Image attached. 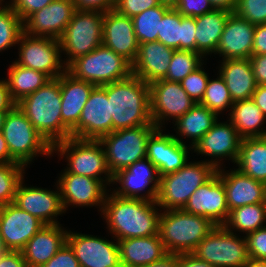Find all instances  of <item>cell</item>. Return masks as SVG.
Returning <instances> with one entry per match:
<instances>
[{
    "label": "cell",
    "instance_id": "66",
    "mask_svg": "<svg viewBox=\"0 0 266 267\" xmlns=\"http://www.w3.org/2000/svg\"><path fill=\"white\" fill-rule=\"evenodd\" d=\"M4 251H5V249L3 248L2 243H1V239H0V254L3 253Z\"/></svg>",
    "mask_w": 266,
    "mask_h": 267
},
{
    "label": "cell",
    "instance_id": "51",
    "mask_svg": "<svg viewBox=\"0 0 266 267\" xmlns=\"http://www.w3.org/2000/svg\"><path fill=\"white\" fill-rule=\"evenodd\" d=\"M195 18L182 15V50L196 52Z\"/></svg>",
    "mask_w": 266,
    "mask_h": 267
},
{
    "label": "cell",
    "instance_id": "16",
    "mask_svg": "<svg viewBox=\"0 0 266 267\" xmlns=\"http://www.w3.org/2000/svg\"><path fill=\"white\" fill-rule=\"evenodd\" d=\"M113 240L71 230L67 234L80 267H121L118 243Z\"/></svg>",
    "mask_w": 266,
    "mask_h": 267
},
{
    "label": "cell",
    "instance_id": "46",
    "mask_svg": "<svg viewBox=\"0 0 266 267\" xmlns=\"http://www.w3.org/2000/svg\"><path fill=\"white\" fill-rule=\"evenodd\" d=\"M245 237L250 260L266 261V226L249 233Z\"/></svg>",
    "mask_w": 266,
    "mask_h": 267
},
{
    "label": "cell",
    "instance_id": "52",
    "mask_svg": "<svg viewBox=\"0 0 266 267\" xmlns=\"http://www.w3.org/2000/svg\"><path fill=\"white\" fill-rule=\"evenodd\" d=\"M76 10L101 11L112 10L115 0H73Z\"/></svg>",
    "mask_w": 266,
    "mask_h": 267
},
{
    "label": "cell",
    "instance_id": "36",
    "mask_svg": "<svg viewBox=\"0 0 266 267\" xmlns=\"http://www.w3.org/2000/svg\"><path fill=\"white\" fill-rule=\"evenodd\" d=\"M7 83L11 99L18 103L39 88L44 86L51 78L45 73L18 65L15 61L7 69Z\"/></svg>",
    "mask_w": 266,
    "mask_h": 267
},
{
    "label": "cell",
    "instance_id": "3",
    "mask_svg": "<svg viewBox=\"0 0 266 267\" xmlns=\"http://www.w3.org/2000/svg\"><path fill=\"white\" fill-rule=\"evenodd\" d=\"M61 89L59 77L51 79L36 92L22 98L16 105L35 129L53 147L71 137L61 115Z\"/></svg>",
    "mask_w": 266,
    "mask_h": 267
},
{
    "label": "cell",
    "instance_id": "26",
    "mask_svg": "<svg viewBox=\"0 0 266 267\" xmlns=\"http://www.w3.org/2000/svg\"><path fill=\"white\" fill-rule=\"evenodd\" d=\"M233 169L225 171L223 166L217 169L224 184L229 211L244 205L266 202V184L243 174L237 168Z\"/></svg>",
    "mask_w": 266,
    "mask_h": 267
},
{
    "label": "cell",
    "instance_id": "1",
    "mask_svg": "<svg viewBox=\"0 0 266 267\" xmlns=\"http://www.w3.org/2000/svg\"><path fill=\"white\" fill-rule=\"evenodd\" d=\"M155 201L122 198L107 193L101 216L107 229L117 241L158 235L161 209ZM160 210V212H159Z\"/></svg>",
    "mask_w": 266,
    "mask_h": 267
},
{
    "label": "cell",
    "instance_id": "23",
    "mask_svg": "<svg viewBox=\"0 0 266 267\" xmlns=\"http://www.w3.org/2000/svg\"><path fill=\"white\" fill-rule=\"evenodd\" d=\"M157 129L147 141V158L157 167L159 176L176 172L187 162L192 147L174 138L173 133L163 134Z\"/></svg>",
    "mask_w": 266,
    "mask_h": 267
},
{
    "label": "cell",
    "instance_id": "37",
    "mask_svg": "<svg viewBox=\"0 0 266 267\" xmlns=\"http://www.w3.org/2000/svg\"><path fill=\"white\" fill-rule=\"evenodd\" d=\"M266 202L244 205L229 211L223 226L231 232H241L243 236L266 226ZM246 234V235H245Z\"/></svg>",
    "mask_w": 266,
    "mask_h": 267
},
{
    "label": "cell",
    "instance_id": "4",
    "mask_svg": "<svg viewBox=\"0 0 266 267\" xmlns=\"http://www.w3.org/2000/svg\"><path fill=\"white\" fill-rule=\"evenodd\" d=\"M215 226L209 218L183 209L161 210L158 235L168 253H192Z\"/></svg>",
    "mask_w": 266,
    "mask_h": 267
},
{
    "label": "cell",
    "instance_id": "21",
    "mask_svg": "<svg viewBox=\"0 0 266 267\" xmlns=\"http://www.w3.org/2000/svg\"><path fill=\"white\" fill-rule=\"evenodd\" d=\"M75 11L73 0H53L23 21V33L59 40Z\"/></svg>",
    "mask_w": 266,
    "mask_h": 267
},
{
    "label": "cell",
    "instance_id": "54",
    "mask_svg": "<svg viewBox=\"0 0 266 267\" xmlns=\"http://www.w3.org/2000/svg\"><path fill=\"white\" fill-rule=\"evenodd\" d=\"M0 267H27L21 251H4L0 254Z\"/></svg>",
    "mask_w": 266,
    "mask_h": 267
},
{
    "label": "cell",
    "instance_id": "5",
    "mask_svg": "<svg viewBox=\"0 0 266 267\" xmlns=\"http://www.w3.org/2000/svg\"><path fill=\"white\" fill-rule=\"evenodd\" d=\"M217 173V169L206 162L190 161L176 172L160 176L156 203L162 210L183 209L191 194Z\"/></svg>",
    "mask_w": 266,
    "mask_h": 267
},
{
    "label": "cell",
    "instance_id": "9",
    "mask_svg": "<svg viewBox=\"0 0 266 267\" xmlns=\"http://www.w3.org/2000/svg\"><path fill=\"white\" fill-rule=\"evenodd\" d=\"M157 129L155 125H141L112 131L98 139L112 176L146 158L147 141Z\"/></svg>",
    "mask_w": 266,
    "mask_h": 267
},
{
    "label": "cell",
    "instance_id": "17",
    "mask_svg": "<svg viewBox=\"0 0 266 267\" xmlns=\"http://www.w3.org/2000/svg\"><path fill=\"white\" fill-rule=\"evenodd\" d=\"M44 225L14 203L0 206V239L5 251H22Z\"/></svg>",
    "mask_w": 266,
    "mask_h": 267
},
{
    "label": "cell",
    "instance_id": "10",
    "mask_svg": "<svg viewBox=\"0 0 266 267\" xmlns=\"http://www.w3.org/2000/svg\"><path fill=\"white\" fill-rule=\"evenodd\" d=\"M104 13L101 11L76 10L66 26L59 42L63 62L67 67L73 60L84 56L102 45Z\"/></svg>",
    "mask_w": 266,
    "mask_h": 267
},
{
    "label": "cell",
    "instance_id": "34",
    "mask_svg": "<svg viewBox=\"0 0 266 267\" xmlns=\"http://www.w3.org/2000/svg\"><path fill=\"white\" fill-rule=\"evenodd\" d=\"M228 116L242 139L266 137V116L251 98L234 102Z\"/></svg>",
    "mask_w": 266,
    "mask_h": 267
},
{
    "label": "cell",
    "instance_id": "13",
    "mask_svg": "<svg viewBox=\"0 0 266 267\" xmlns=\"http://www.w3.org/2000/svg\"><path fill=\"white\" fill-rule=\"evenodd\" d=\"M149 89L151 119L158 129H163L169 120L174 123L197 104L183 90L180 82L160 79L149 84Z\"/></svg>",
    "mask_w": 266,
    "mask_h": 267
},
{
    "label": "cell",
    "instance_id": "63",
    "mask_svg": "<svg viewBox=\"0 0 266 267\" xmlns=\"http://www.w3.org/2000/svg\"><path fill=\"white\" fill-rule=\"evenodd\" d=\"M161 4L174 8L179 0H159Z\"/></svg>",
    "mask_w": 266,
    "mask_h": 267
},
{
    "label": "cell",
    "instance_id": "6",
    "mask_svg": "<svg viewBox=\"0 0 266 267\" xmlns=\"http://www.w3.org/2000/svg\"><path fill=\"white\" fill-rule=\"evenodd\" d=\"M2 133L10 151V163H19L27 167L36 156H53V147L17 105L7 112Z\"/></svg>",
    "mask_w": 266,
    "mask_h": 267
},
{
    "label": "cell",
    "instance_id": "53",
    "mask_svg": "<svg viewBox=\"0 0 266 267\" xmlns=\"http://www.w3.org/2000/svg\"><path fill=\"white\" fill-rule=\"evenodd\" d=\"M249 60L257 86L266 85V55L252 54Z\"/></svg>",
    "mask_w": 266,
    "mask_h": 267
},
{
    "label": "cell",
    "instance_id": "57",
    "mask_svg": "<svg viewBox=\"0 0 266 267\" xmlns=\"http://www.w3.org/2000/svg\"><path fill=\"white\" fill-rule=\"evenodd\" d=\"M16 103L11 99L5 79H0V111H10Z\"/></svg>",
    "mask_w": 266,
    "mask_h": 267
},
{
    "label": "cell",
    "instance_id": "49",
    "mask_svg": "<svg viewBox=\"0 0 266 267\" xmlns=\"http://www.w3.org/2000/svg\"><path fill=\"white\" fill-rule=\"evenodd\" d=\"M38 267H80L73 249L66 242L46 263Z\"/></svg>",
    "mask_w": 266,
    "mask_h": 267
},
{
    "label": "cell",
    "instance_id": "25",
    "mask_svg": "<svg viewBox=\"0 0 266 267\" xmlns=\"http://www.w3.org/2000/svg\"><path fill=\"white\" fill-rule=\"evenodd\" d=\"M255 26L234 12L231 13L224 26L215 55L219 54L222 60L250 58L253 54Z\"/></svg>",
    "mask_w": 266,
    "mask_h": 267
},
{
    "label": "cell",
    "instance_id": "45",
    "mask_svg": "<svg viewBox=\"0 0 266 267\" xmlns=\"http://www.w3.org/2000/svg\"><path fill=\"white\" fill-rule=\"evenodd\" d=\"M234 13L252 24H266V0H237Z\"/></svg>",
    "mask_w": 266,
    "mask_h": 267
},
{
    "label": "cell",
    "instance_id": "22",
    "mask_svg": "<svg viewBox=\"0 0 266 267\" xmlns=\"http://www.w3.org/2000/svg\"><path fill=\"white\" fill-rule=\"evenodd\" d=\"M183 210L207 217L216 225L226 222L229 209L224 184L218 173L191 194Z\"/></svg>",
    "mask_w": 266,
    "mask_h": 267
},
{
    "label": "cell",
    "instance_id": "31",
    "mask_svg": "<svg viewBox=\"0 0 266 267\" xmlns=\"http://www.w3.org/2000/svg\"><path fill=\"white\" fill-rule=\"evenodd\" d=\"M221 61L218 73L225 80L233 102L250 99L257 84L249 58Z\"/></svg>",
    "mask_w": 266,
    "mask_h": 267
},
{
    "label": "cell",
    "instance_id": "8",
    "mask_svg": "<svg viewBox=\"0 0 266 267\" xmlns=\"http://www.w3.org/2000/svg\"><path fill=\"white\" fill-rule=\"evenodd\" d=\"M66 71L73 77L101 86L129 77L132 64L103 44L73 60Z\"/></svg>",
    "mask_w": 266,
    "mask_h": 267
},
{
    "label": "cell",
    "instance_id": "56",
    "mask_svg": "<svg viewBox=\"0 0 266 267\" xmlns=\"http://www.w3.org/2000/svg\"><path fill=\"white\" fill-rule=\"evenodd\" d=\"M177 267H215L192 253L177 254Z\"/></svg>",
    "mask_w": 266,
    "mask_h": 267
},
{
    "label": "cell",
    "instance_id": "44",
    "mask_svg": "<svg viewBox=\"0 0 266 267\" xmlns=\"http://www.w3.org/2000/svg\"><path fill=\"white\" fill-rule=\"evenodd\" d=\"M203 65L206 64L203 63L180 82L183 90L195 103L201 102L209 81L208 73Z\"/></svg>",
    "mask_w": 266,
    "mask_h": 267
},
{
    "label": "cell",
    "instance_id": "33",
    "mask_svg": "<svg viewBox=\"0 0 266 267\" xmlns=\"http://www.w3.org/2000/svg\"><path fill=\"white\" fill-rule=\"evenodd\" d=\"M231 12L222 9L212 11L195 18L196 52L204 58L215 54L224 26Z\"/></svg>",
    "mask_w": 266,
    "mask_h": 267
},
{
    "label": "cell",
    "instance_id": "60",
    "mask_svg": "<svg viewBox=\"0 0 266 267\" xmlns=\"http://www.w3.org/2000/svg\"><path fill=\"white\" fill-rule=\"evenodd\" d=\"M213 9H222L233 13L236 8L237 0H209Z\"/></svg>",
    "mask_w": 266,
    "mask_h": 267
},
{
    "label": "cell",
    "instance_id": "18",
    "mask_svg": "<svg viewBox=\"0 0 266 267\" xmlns=\"http://www.w3.org/2000/svg\"><path fill=\"white\" fill-rule=\"evenodd\" d=\"M113 131L110 102L102 86H95L83 107L78 124L71 137L98 140Z\"/></svg>",
    "mask_w": 266,
    "mask_h": 267
},
{
    "label": "cell",
    "instance_id": "15",
    "mask_svg": "<svg viewBox=\"0 0 266 267\" xmlns=\"http://www.w3.org/2000/svg\"><path fill=\"white\" fill-rule=\"evenodd\" d=\"M242 138L239 136L233 124L227 120L220 122L218 119L213 127L195 144L193 152L200 157H211L205 161L220 169L224 164L220 161L231 160L237 162ZM214 158V159H213Z\"/></svg>",
    "mask_w": 266,
    "mask_h": 267
},
{
    "label": "cell",
    "instance_id": "47",
    "mask_svg": "<svg viewBox=\"0 0 266 267\" xmlns=\"http://www.w3.org/2000/svg\"><path fill=\"white\" fill-rule=\"evenodd\" d=\"M160 4L159 0H115L113 9L121 15L133 18L145 10Z\"/></svg>",
    "mask_w": 266,
    "mask_h": 267
},
{
    "label": "cell",
    "instance_id": "62",
    "mask_svg": "<svg viewBox=\"0 0 266 267\" xmlns=\"http://www.w3.org/2000/svg\"><path fill=\"white\" fill-rule=\"evenodd\" d=\"M243 267H266V261L248 260Z\"/></svg>",
    "mask_w": 266,
    "mask_h": 267
},
{
    "label": "cell",
    "instance_id": "42",
    "mask_svg": "<svg viewBox=\"0 0 266 267\" xmlns=\"http://www.w3.org/2000/svg\"><path fill=\"white\" fill-rule=\"evenodd\" d=\"M26 167L19 163H0V206L13 203Z\"/></svg>",
    "mask_w": 266,
    "mask_h": 267
},
{
    "label": "cell",
    "instance_id": "55",
    "mask_svg": "<svg viewBox=\"0 0 266 267\" xmlns=\"http://www.w3.org/2000/svg\"><path fill=\"white\" fill-rule=\"evenodd\" d=\"M253 54L266 55V24L255 26Z\"/></svg>",
    "mask_w": 266,
    "mask_h": 267
},
{
    "label": "cell",
    "instance_id": "11",
    "mask_svg": "<svg viewBox=\"0 0 266 267\" xmlns=\"http://www.w3.org/2000/svg\"><path fill=\"white\" fill-rule=\"evenodd\" d=\"M239 236L223 225H216L192 254L215 267H243L250 258L246 237Z\"/></svg>",
    "mask_w": 266,
    "mask_h": 267
},
{
    "label": "cell",
    "instance_id": "2",
    "mask_svg": "<svg viewBox=\"0 0 266 267\" xmlns=\"http://www.w3.org/2000/svg\"><path fill=\"white\" fill-rule=\"evenodd\" d=\"M101 86L110 102L113 131L154 125L150 114L149 84L131 74L125 79Z\"/></svg>",
    "mask_w": 266,
    "mask_h": 267
},
{
    "label": "cell",
    "instance_id": "12",
    "mask_svg": "<svg viewBox=\"0 0 266 267\" xmlns=\"http://www.w3.org/2000/svg\"><path fill=\"white\" fill-rule=\"evenodd\" d=\"M17 46L19 58L15 62L18 65L41 71L51 79L58 78L66 71L58 39L33 37L23 33Z\"/></svg>",
    "mask_w": 266,
    "mask_h": 267
},
{
    "label": "cell",
    "instance_id": "7",
    "mask_svg": "<svg viewBox=\"0 0 266 267\" xmlns=\"http://www.w3.org/2000/svg\"><path fill=\"white\" fill-rule=\"evenodd\" d=\"M52 153L66 159L67 166L62 173L101 180L106 186L112 183L113 176L109 171L104 149L98 140L69 137L56 143Z\"/></svg>",
    "mask_w": 266,
    "mask_h": 267
},
{
    "label": "cell",
    "instance_id": "61",
    "mask_svg": "<svg viewBox=\"0 0 266 267\" xmlns=\"http://www.w3.org/2000/svg\"><path fill=\"white\" fill-rule=\"evenodd\" d=\"M0 163H10V151L2 132H0Z\"/></svg>",
    "mask_w": 266,
    "mask_h": 267
},
{
    "label": "cell",
    "instance_id": "27",
    "mask_svg": "<svg viewBox=\"0 0 266 267\" xmlns=\"http://www.w3.org/2000/svg\"><path fill=\"white\" fill-rule=\"evenodd\" d=\"M174 51L158 41L139 44L137 57L132 64V74L147 84L164 79Z\"/></svg>",
    "mask_w": 266,
    "mask_h": 267
},
{
    "label": "cell",
    "instance_id": "58",
    "mask_svg": "<svg viewBox=\"0 0 266 267\" xmlns=\"http://www.w3.org/2000/svg\"><path fill=\"white\" fill-rule=\"evenodd\" d=\"M251 99L266 116V85H258L252 94Z\"/></svg>",
    "mask_w": 266,
    "mask_h": 267
},
{
    "label": "cell",
    "instance_id": "64",
    "mask_svg": "<svg viewBox=\"0 0 266 267\" xmlns=\"http://www.w3.org/2000/svg\"><path fill=\"white\" fill-rule=\"evenodd\" d=\"M8 111H0V132H2L4 119Z\"/></svg>",
    "mask_w": 266,
    "mask_h": 267
},
{
    "label": "cell",
    "instance_id": "65",
    "mask_svg": "<svg viewBox=\"0 0 266 267\" xmlns=\"http://www.w3.org/2000/svg\"><path fill=\"white\" fill-rule=\"evenodd\" d=\"M5 2V3H4ZM7 2V3H6ZM9 4L8 1H5V0H0V7H5Z\"/></svg>",
    "mask_w": 266,
    "mask_h": 267
},
{
    "label": "cell",
    "instance_id": "40",
    "mask_svg": "<svg viewBox=\"0 0 266 267\" xmlns=\"http://www.w3.org/2000/svg\"><path fill=\"white\" fill-rule=\"evenodd\" d=\"M203 58L198 52L175 50L164 80L181 82L204 63Z\"/></svg>",
    "mask_w": 266,
    "mask_h": 267
},
{
    "label": "cell",
    "instance_id": "43",
    "mask_svg": "<svg viewBox=\"0 0 266 267\" xmlns=\"http://www.w3.org/2000/svg\"><path fill=\"white\" fill-rule=\"evenodd\" d=\"M158 42L174 50H182V14L171 8L160 21Z\"/></svg>",
    "mask_w": 266,
    "mask_h": 267
},
{
    "label": "cell",
    "instance_id": "41",
    "mask_svg": "<svg viewBox=\"0 0 266 267\" xmlns=\"http://www.w3.org/2000/svg\"><path fill=\"white\" fill-rule=\"evenodd\" d=\"M22 34V19L9 5L0 7V52L17 46Z\"/></svg>",
    "mask_w": 266,
    "mask_h": 267
},
{
    "label": "cell",
    "instance_id": "14",
    "mask_svg": "<svg viewBox=\"0 0 266 267\" xmlns=\"http://www.w3.org/2000/svg\"><path fill=\"white\" fill-rule=\"evenodd\" d=\"M117 183L119 187L112 190L116 196L156 201L160 176L157 167L146 157L114 174L111 184L117 186Z\"/></svg>",
    "mask_w": 266,
    "mask_h": 267
},
{
    "label": "cell",
    "instance_id": "29",
    "mask_svg": "<svg viewBox=\"0 0 266 267\" xmlns=\"http://www.w3.org/2000/svg\"><path fill=\"white\" fill-rule=\"evenodd\" d=\"M59 82L62 122L71 131L78 124L83 107L96 85L77 79L67 71L59 76Z\"/></svg>",
    "mask_w": 266,
    "mask_h": 267
},
{
    "label": "cell",
    "instance_id": "24",
    "mask_svg": "<svg viewBox=\"0 0 266 267\" xmlns=\"http://www.w3.org/2000/svg\"><path fill=\"white\" fill-rule=\"evenodd\" d=\"M102 44L123 56L131 64L135 61L139 42L134 32L132 18L114 9L104 12Z\"/></svg>",
    "mask_w": 266,
    "mask_h": 267
},
{
    "label": "cell",
    "instance_id": "28",
    "mask_svg": "<svg viewBox=\"0 0 266 267\" xmlns=\"http://www.w3.org/2000/svg\"><path fill=\"white\" fill-rule=\"evenodd\" d=\"M61 224L44 225L21 251L27 267L46 264L67 242L68 230Z\"/></svg>",
    "mask_w": 266,
    "mask_h": 267
},
{
    "label": "cell",
    "instance_id": "19",
    "mask_svg": "<svg viewBox=\"0 0 266 267\" xmlns=\"http://www.w3.org/2000/svg\"><path fill=\"white\" fill-rule=\"evenodd\" d=\"M23 178L16 189L14 204L37 217L45 225L60 224L58 216L66 213L58 184L56 190L24 185Z\"/></svg>",
    "mask_w": 266,
    "mask_h": 267
},
{
    "label": "cell",
    "instance_id": "35",
    "mask_svg": "<svg viewBox=\"0 0 266 267\" xmlns=\"http://www.w3.org/2000/svg\"><path fill=\"white\" fill-rule=\"evenodd\" d=\"M235 164L243 174L266 184V137L242 139Z\"/></svg>",
    "mask_w": 266,
    "mask_h": 267
},
{
    "label": "cell",
    "instance_id": "59",
    "mask_svg": "<svg viewBox=\"0 0 266 267\" xmlns=\"http://www.w3.org/2000/svg\"><path fill=\"white\" fill-rule=\"evenodd\" d=\"M140 267H177V254L168 253L158 261Z\"/></svg>",
    "mask_w": 266,
    "mask_h": 267
},
{
    "label": "cell",
    "instance_id": "30",
    "mask_svg": "<svg viewBox=\"0 0 266 267\" xmlns=\"http://www.w3.org/2000/svg\"><path fill=\"white\" fill-rule=\"evenodd\" d=\"M121 267H140L168 254L159 235L118 240Z\"/></svg>",
    "mask_w": 266,
    "mask_h": 267
},
{
    "label": "cell",
    "instance_id": "48",
    "mask_svg": "<svg viewBox=\"0 0 266 267\" xmlns=\"http://www.w3.org/2000/svg\"><path fill=\"white\" fill-rule=\"evenodd\" d=\"M184 17H199L213 10L209 0H179L174 7Z\"/></svg>",
    "mask_w": 266,
    "mask_h": 267
},
{
    "label": "cell",
    "instance_id": "39",
    "mask_svg": "<svg viewBox=\"0 0 266 267\" xmlns=\"http://www.w3.org/2000/svg\"><path fill=\"white\" fill-rule=\"evenodd\" d=\"M233 103L230 91L223 77L219 74L215 79L209 78L204 96L199 104L220 116L222 111H228V109L230 111Z\"/></svg>",
    "mask_w": 266,
    "mask_h": 267
},
{
    "label": "cell",
    "instance_id": "50",
    "mask_svg": "<svg viewBox=\"0 0 266 267\" xmlns=\"http://www.w3.org/2000/svg\"><path fill=\"white\" fill-rule=\"evenodd\" d=\"M53 0H9V6L24 21L29 15L41 10Z\"/></svg>",
    "mask_w": 266,
    "mask_h": 267
},
{
    "label": "cell",
    "instance_id": "20",
    "mask_svg": "<svg viewBox=\"0 0 266 267\" xmlns=\"http://www.w3.org/2000/svg\"><path fill=\"white\" fill-rule=\"evenodd\" d=\"M56 183L65 212L70 205L82 208L97 206L101 211L106 195L111 191L101 180L73 173H60Z\"/></svg>",
    "mask_w": 266,
    "mask_h": 267
},
{
    "label": "cell",
    "instance_id": "38",
    "mask_svg": "<svg viewBox=\"0 0 266 267\" xmlns=\"http://www.w3.org/2000/svg\"><path fill=\"white\" fill-rule=\"evenodd\" d=\"M171 8L160 4L132 18L134 32L139 44L158 41L160 21Z\"/></svg>",
    "mask_w": 266,
    "mask_h": 267
},
{
    "label": "cell",
    "instance_id": "32",
    "mask_svg": "<svg viewBox=\"0 0 266 267\" xmlns=\"http://www.w3.org/2000/svg\"><path fill=\"white\" fill-rule=\"evenodd\" d=\"M218 117L217 113L197 103L173 123L176 127H174L176 135L173 134V136L183 144H186V141L183 140L184 137L186 139L190 138L191 142L188 145L193 148L213 127L219 119Z\"/></svg>",
    "mask_w": 266,
    "mask_h": 267
}]
</instances>
